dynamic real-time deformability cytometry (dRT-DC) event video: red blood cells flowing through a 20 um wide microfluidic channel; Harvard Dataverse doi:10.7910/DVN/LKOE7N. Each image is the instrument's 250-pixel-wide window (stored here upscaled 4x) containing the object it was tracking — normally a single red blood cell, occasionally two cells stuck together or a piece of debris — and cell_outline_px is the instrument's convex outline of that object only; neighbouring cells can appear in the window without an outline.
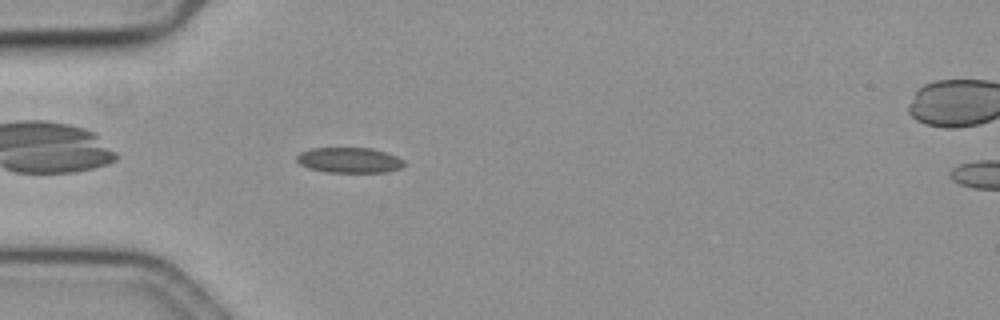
{"species": "common noctule bat (a hibernating species)", "species_latin": "Nyctalus noctula", "temperature_condition": "cold", "stored_images_in_passage": 44, "camera_frame_rate_fps": 3000, "um_per_image_px": 0.085, "animal": {"sex": "female", "body_mass_g": 19.3, "forearm_length_mm": 54.1}, "frame": {"image": 1, "passage_image": 4, "time_ms": 1.0, "image_size_px": [1000, 320], "cell_outline_px": [[404, 164], [400, 168], [384, 172], [328, 172], [308, 168], [300, 164], [296, 160], [296, 156], [300, 152], [312, 148], [372, 148], [396, 156], [404, 160]], "centroid_in_image_um": [29.66, 13.61], "position_along_channel_um": 55.3, "area_um2": 15.78}}
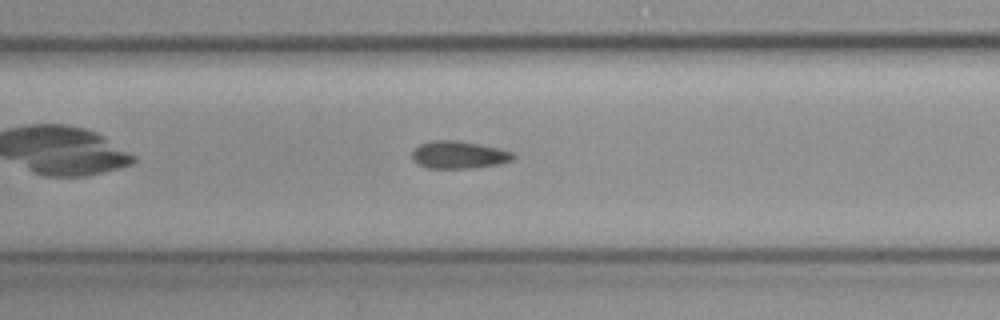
{"frame": {"image": 2, "passage_image": 14, "time_ms": 4.333, "image_size_px": [1000, 320], "cell_outline_px": [[516, 156], [512, 160], [500, 164], [472, 168], [428, 168], [416, 164], [412, 160], [412, 152], [420, 144], [432, 140], [456, 140], [480, 144], [500, 148], [512, 152]], "centroid_in_image_um": [39.0, 13.16], "position_along_channel_um": 168.4, "area_um2": 16.36}}
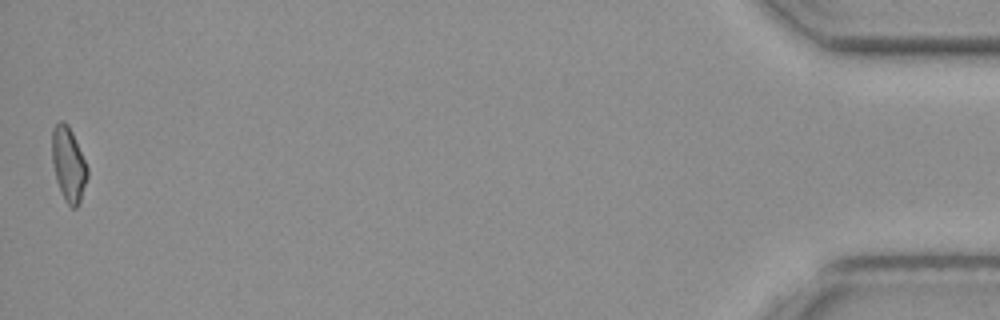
{"frame": {"image": 3, "passage_image": 44, "time_ms": 14.333, "image_size_px": [1000, 320], "cell_outline_px": [[88, 176], [80, 200], [76, 208], [72, 208], [68, 204], [56, 180], [52, 164], [52, 128], [60, 120], [64, 120], [68, 124], [72, 132], [88, 168]], "centroid_in_image_um": [5.81, 13.92], "position_along_channel_um": 429.4, "area_um2": 15.14}, "authors_computed_cell_mechanics": {"area_um2": 15.895, "velocity_mm_per_s": 3.6074, "shape_relaxation_time_tau1_ms": null, "shape_relaxation_time_tau2_ms": 8.0155, "deformation_change_tau1": null, "deformation_change_tau2": 0.1199}}